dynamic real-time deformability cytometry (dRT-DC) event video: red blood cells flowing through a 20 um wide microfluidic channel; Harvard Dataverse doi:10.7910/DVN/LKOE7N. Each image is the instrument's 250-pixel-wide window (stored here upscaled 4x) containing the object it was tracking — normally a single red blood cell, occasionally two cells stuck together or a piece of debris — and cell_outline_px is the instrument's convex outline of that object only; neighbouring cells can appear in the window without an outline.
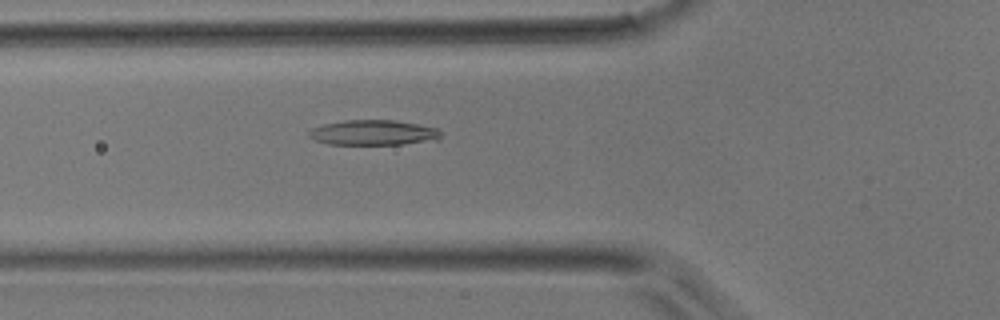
{"species": "common noctule bat (a hibernating species)", "species_latin": "Nyctalus noctula", "temperature_condition": "room temperature", "stored_images_in_passage": 37, "camera_frame_rate_fps": 3000, "um_per_image_px": 0.085, "animal": {"sex": "male", "body_mass_g": 17.9}, "frame": {"image": 1, "passage_image": 6, "time_ms": 1.667, "image_size_px": [1000, 320], "cell_outline_px": [[444, 132], [440, 140], [404, 144], [328, 144], [316, 140], [308, 136], [308, 132], [312, 128], [324, 124], [344, 120], [392, 120], [416, 124], [436, 128]], "centroid_in_image_um": [31.78, 11.28], "position_along_channel_um": 94.0, "area_um2": 19.42}}
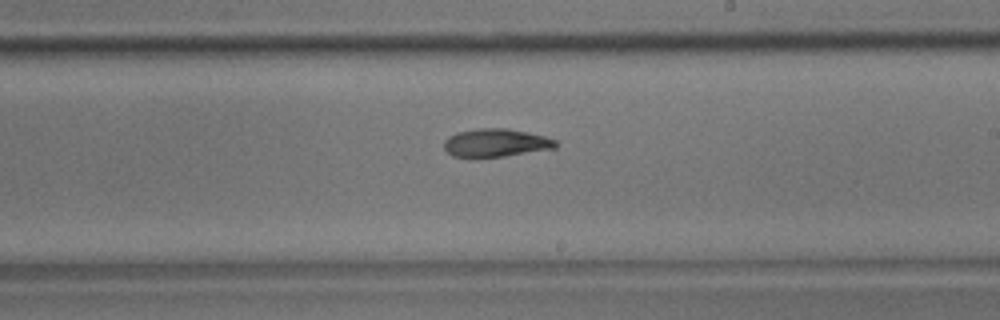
{"frame": {"image": 2, "passage_image": 17, "time_ms": 5.333, "image_size_px": [1000, 320], "cell_outline_px": [[556, 148], [504, 156], [452, 156], [444, 148], [444, 140], [448, 136], [456, 132], [480, 128], [504, 128], [544, 136], [556, 140]], "centroid_in_image_um": [42.12, 12.13], "position_along_channel_um": 246.9, "area_um2": 17.92}}
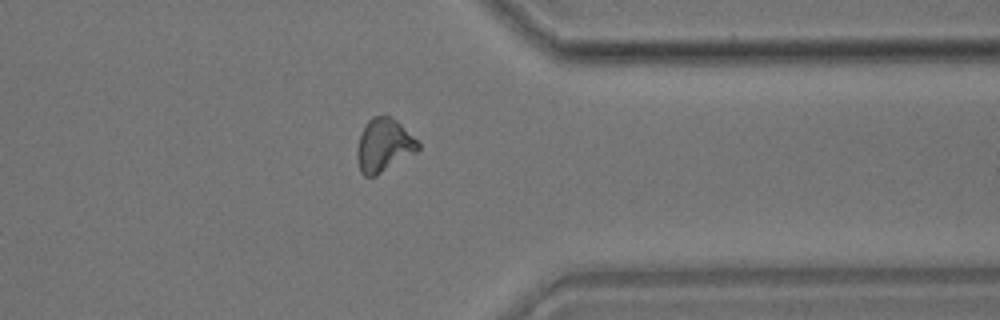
{"frame": {"image": 3, "passage_image": 27, "time_ms": 8.667, "image_size_px": [1000, 320], "cell_outline_px": [[420, 148], [416, 152], [376, 176], [364, 176], [360, 172], [356, 156], [356, 148], [360, 132], [368, 120], [372, 116], [388, 116], [396, 120], [420, 144]], "centroid_in_image_um": [32.58, 12.36], "position_along_channel_um": 378.8, "area_um2": 18.9}}